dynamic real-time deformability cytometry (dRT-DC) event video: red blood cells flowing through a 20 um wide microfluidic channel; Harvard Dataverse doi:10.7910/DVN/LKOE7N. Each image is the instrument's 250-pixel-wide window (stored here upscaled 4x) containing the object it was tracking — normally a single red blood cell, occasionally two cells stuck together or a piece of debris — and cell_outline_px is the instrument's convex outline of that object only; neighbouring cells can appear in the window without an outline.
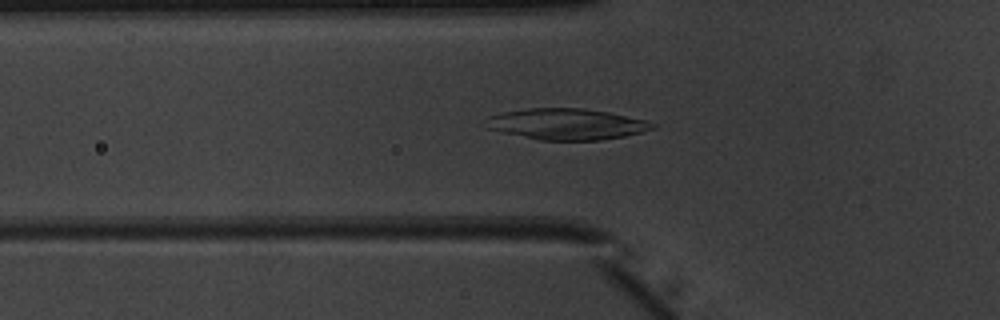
{"species": "common noctule bat (a hibernating species)", "species_latin": "Nyctalus noctula", "temperature_condition": "warm", "stored_images_in_passage": 44, "camera_frame_rate_fps": 3000, "um_per_image_px": 0.085, "animal": {"sex": "male", "body_mass_g": 20.1, "forearm_length_mm": 53.5}, "frame": {"image": 1, "passage_image": 11, "time_ms": 3.333, "image_size_px": [1000, 320], "cell_outline_px": [[660, 124], [656, 128], [624, 136], [600, 140], [540, 140], [504, 132], [488, 128], [488, 116], [504, 112], [524, 108], [584, 108], [608, 112], [648, 120]], "centroid_in_image_um": [48.25, 10.54], "position_along_channel_um": 77.5, "area_um2": 30.11}}
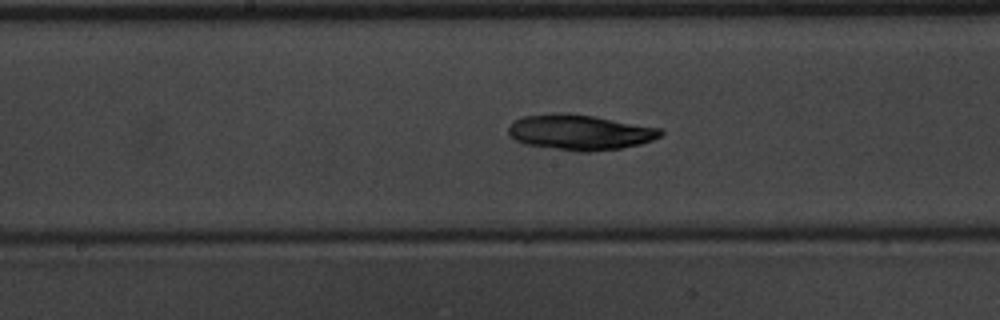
{"frame": {"image": 2, "passage_image": 20, "time_ms": 6.333, "image_size_px": [1000, 320], "cell_outline_px": [[664, 132], [660, 136], [652, 140], [640, 144], [620, 148], [592, 152], [580, 152], [524, 144], [516, 140], [508, 132], [508, 124], [512, 120], [524, 116], [556, 112], [568, 112], [592, 116], [660, 128]], "centroid_in_image_um": [49.25, 11.24], "position_along_channel_um": 199.0, "area_um2": 31.44}}
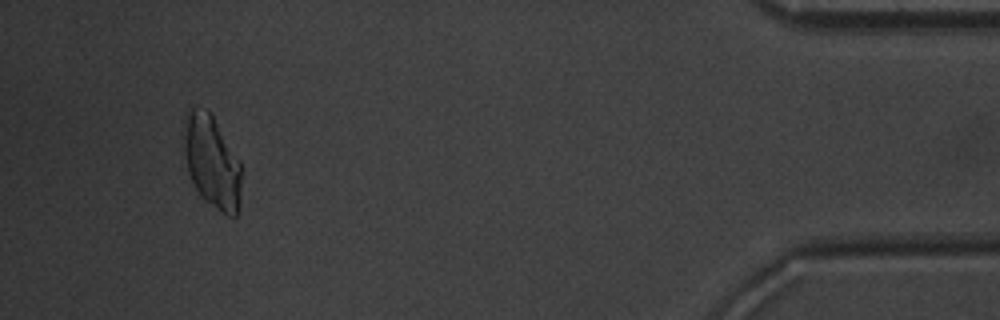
{"frame": {"image": 3, "passage_image": 41, "time_ms": 13.333, "image_size_px": [1000, 320], "cell_outline_px": [[244, 172], [240, 204], [236, 216], [228, 216], [204, 200], [200, 196], [188, 172], [184, 152], [184, 116], [188, 108], [204, 108], [212, 116], [240, 160], [244, 168]], "centroid_in_image_um": [18.05, 13.78], "position_along_channel_um": 417.1, "area_um2": 31.56}}